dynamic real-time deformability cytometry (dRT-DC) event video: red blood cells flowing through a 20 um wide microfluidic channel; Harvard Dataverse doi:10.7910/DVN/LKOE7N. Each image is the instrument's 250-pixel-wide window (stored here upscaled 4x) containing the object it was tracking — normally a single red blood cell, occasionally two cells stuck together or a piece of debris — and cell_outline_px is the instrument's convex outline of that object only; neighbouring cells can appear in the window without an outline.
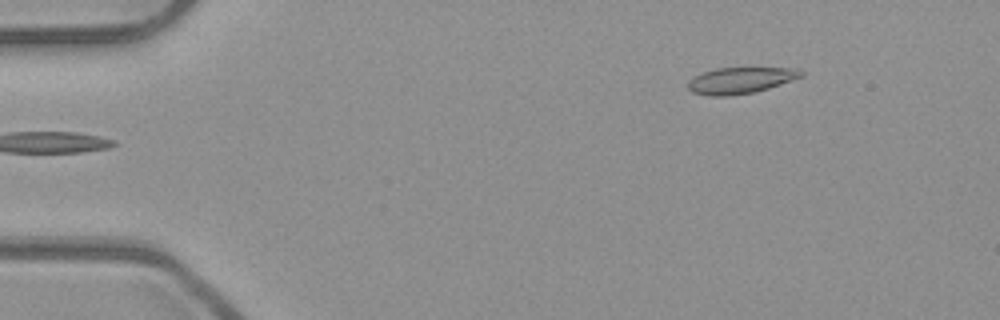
{"species": "common noctule bat (a hibernating species)", "species_latin": "Nyctalus noctula", "temperature_condition": "room temperature", "stored_images_in_passage": 6, "camera_frame_rate_fps": 3000, "um_per_image_px": 0.085, "animal": {"sex": "male", "body_mass_g": 23.1, "forearm_length_mm": 52.7}, "frame": {"image": 1, "passage_image": 6, "time_ms": 1.667, "image_size_px": [1000, 320], "cell_outline_px": [[804, 76], [768, 88], [752, 92], [728, 96], [708, 96], [692, 92], [688, 88], [688, 80], [692, 76], [716, 68], [796, 68], [804, 72]], "centroid_in_image_um": [62.91, 6.83], "position_along_channel_um": 22.1, "area_um2": 17.28}}